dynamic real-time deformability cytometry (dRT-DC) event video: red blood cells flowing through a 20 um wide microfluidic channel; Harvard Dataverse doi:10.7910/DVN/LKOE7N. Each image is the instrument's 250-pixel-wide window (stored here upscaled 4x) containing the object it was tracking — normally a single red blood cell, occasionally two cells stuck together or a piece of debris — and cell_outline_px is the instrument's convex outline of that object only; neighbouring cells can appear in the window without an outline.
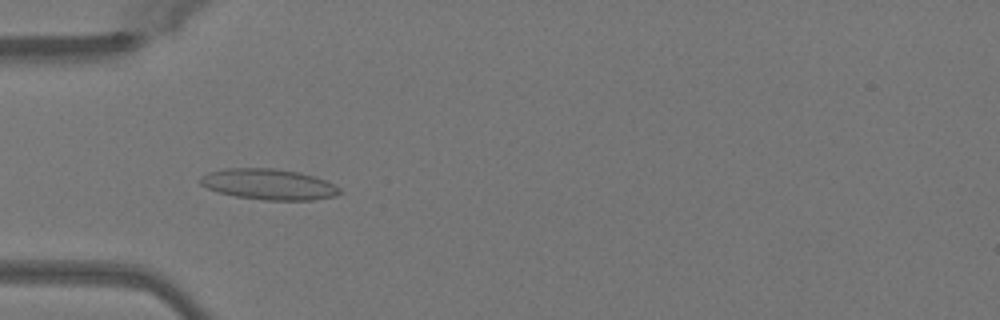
{"species": "Egyptian fruit bat (a non-hibernating species)", "species_latin": "Rousettus aegyptiacus", "temperature_condition": "warm", "stored_images_in_passage": 50, "camera_frame_rate_fps": 3000, "um_per_image_px": 0.085, "animal": {"sex": "female"}, "frame": {"image": 1, "passage_image": 16, "time_ms": 5.0, "image_size_px": [1000, 320], "cell_outline_px": [[344, 192], [336, 196], [312, 200], [264, 200], [236, 196], [220, 192], [208, 188], [200, 184], [200, 176], [208, 172], [224, 168], [276, 168], [300, 172], [324, 180], [340, 188]], "centroid_in_image_um": [22.85, 15.66], "position_along_channel_um": 62.2, "area_um2": 25.03}}
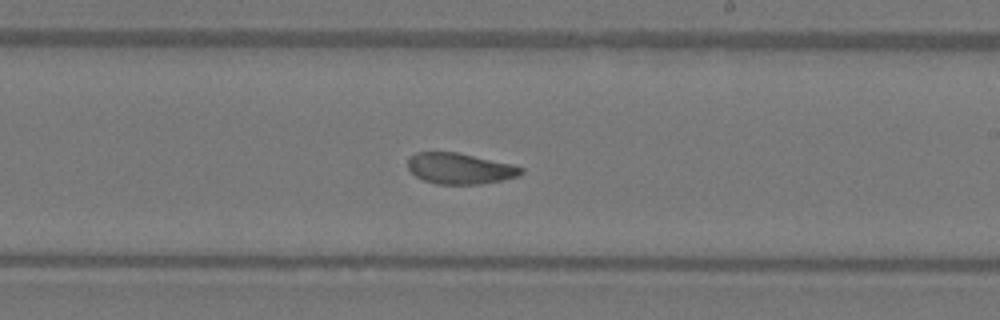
{"frame": {"image": 2, "passage_image": 30, "time_ms": 9.667, "image_size_px": [1000, 320], "cell_outline_px": [[524, 172], [520, 176], [480, 184], [436, 184], [424, 180], [416, 176], [408, 168], [408, 160], [416, 152], [456, 152], [512, 164], [524, 168]], "centroid_in_image_um": [39.11, 14.32], "position_along_channel_um": 249.9, "area_um2": 20.29}}
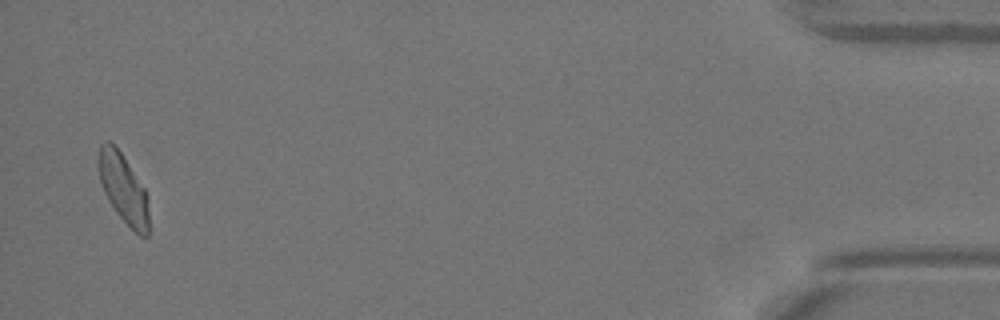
{"frame": {"image": 3, "passage_image": 49, "time_ms": 16.0, "image_size_px": [1000, 320], "cell_outline_px": [[148, 236], [140, 236], [116, 212], [108, 200], [104, 192], [100, 180], [100, 144], [104, 140], [108, 140], [120, 152], [144, 188], [148, 196]], "centroid_in_image_um": [10.51, 16.05], "position_along_channel_um": 424.7, "area_um2": 19.59}, "authors_computed_cell_mechanics": {"area_um2": 21.5883, "velocity_mm_per_s": 4.0743, "shape_relaxation_time_tau1_ms": 7.3778, "shape_relaxation_time_tau2_ms": 1.6551, "deformation_change_tau1": 0.1803, "deformation_change_tau2": 0.0685}}